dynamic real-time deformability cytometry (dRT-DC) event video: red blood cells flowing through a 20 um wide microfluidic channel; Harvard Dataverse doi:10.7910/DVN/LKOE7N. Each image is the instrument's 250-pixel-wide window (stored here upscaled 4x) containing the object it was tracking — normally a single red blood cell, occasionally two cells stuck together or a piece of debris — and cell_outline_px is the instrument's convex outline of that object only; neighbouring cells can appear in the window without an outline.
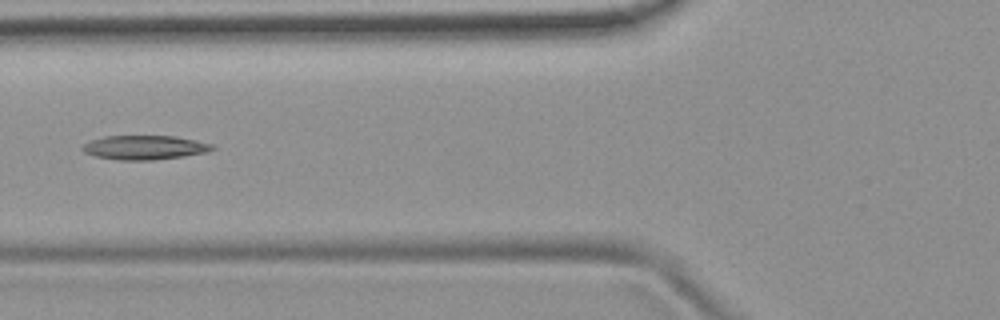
{"species": "common noctule bat (a hibernating species)", "species_latin": "Nyctalus noctula", "temperature_condition": "room temperature", "stored_images_in_passage": 5, "camera_frame_rate_fps": 3000, "um_per_image_px": 0.085, "animal": {"sex": "female", "body_mass_g": 19.9}, "frame": {"image": 1, "passage_image": 4, "time_ms": 1.0, "image_size_px": [1000, 320], "cell_outline_px": [[216, 148], [208, 152], [184, 156], [152, 160], [120, 160], [96, 156], [84, 152], [80, 148], [84, 144], [92, 140], [104, 136], [176, 136], [196, 140], [212, 144]], "centroid_in_image_um": [12.32, 12.53], "position_along_channel_um": 113.5, "area_um2": 18.26}}
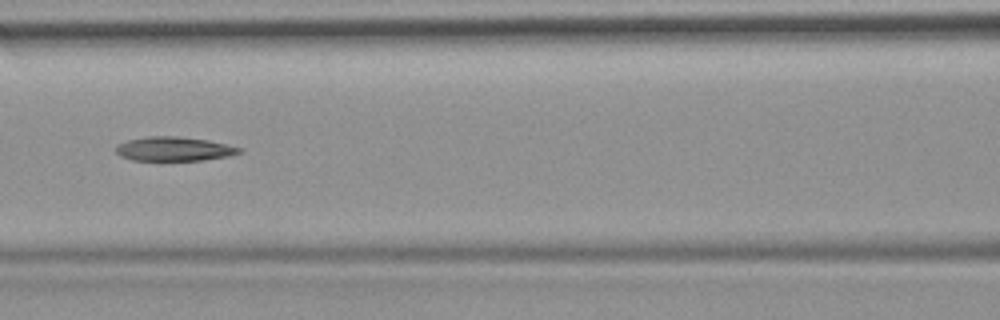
{"frame": {"image": 2, "passage_image": 5, "time_ms": 1.333, "image_size_px": [1000, 320], "cell_outline_px": [[244, 152], [228, 156], [204, 160], [132, 160], [120, 156], [116, 152], [116, 148], [120, 144], [128, 140], [148, 136], [176, 136], [208, 140], [244, 148]], "centroid_in_image_um": [14.85, 12.66], "position_along_channel_um": 151.8, "area_um2": 17.34}}